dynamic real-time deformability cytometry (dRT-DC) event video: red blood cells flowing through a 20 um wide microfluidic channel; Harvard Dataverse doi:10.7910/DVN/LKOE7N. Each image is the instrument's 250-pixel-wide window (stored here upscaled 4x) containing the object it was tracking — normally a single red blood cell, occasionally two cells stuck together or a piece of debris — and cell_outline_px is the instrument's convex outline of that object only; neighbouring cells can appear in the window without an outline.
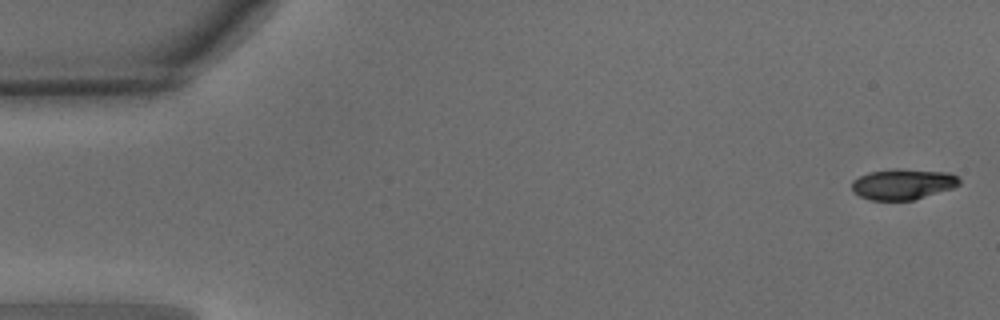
{"species": "common noctule bat (a hibernating species)", "species_latin": "Nyctalus noctula", "temperature_condition": "warm", "stored_images_in_passage": 49, "camera_frame_rate_fps": 3000, "um_per_image_px": 0.085, "animal": {"sex": "male", "body_mass_g": 15.6}, "frame": {"image": 1, "passage_image": 1, "time_ms": 0.0, "image_size_px": [1000, 320], "cell_outline_px": [[960, 184], [952, 188], [912, 200], [872, 200], [860, 196], [852, 192], [852, 180], [868, 172], [896, 168], [948, 172], [956, 176], [960, 180]], "centroid_in_image_um": [76.71, 15.64], "position_along_channel_um": 8.3, "area_um2": 19.19}}
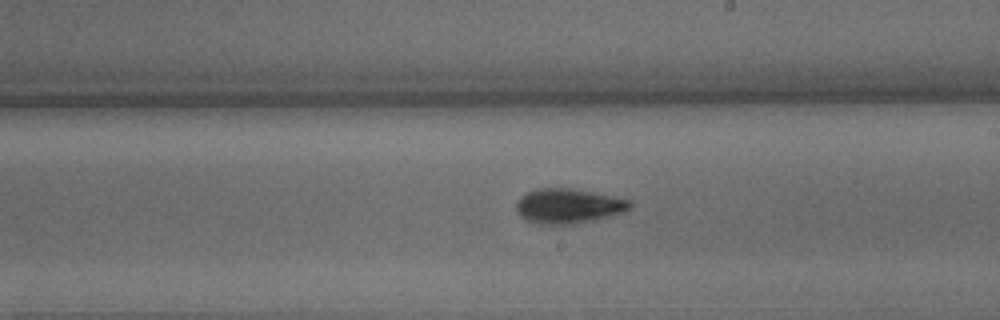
{"frame": {"image": 2, "passage_image": 28, "time_ms": 9.0, "image_size_px": [1000, 320], "cell_outline_px": [[632, 208], [624, 212], [608, 216], [568, 224], [548, 224], [528, 220], [520, 216], [516, 208], [516, 204], [520, 196], [536, 188], [572, 188], [632, 200]], "centroid_in_image_um": [48.32, 17.48], "position_along_channel_um": 240.7, "area_um2": 22.66}}
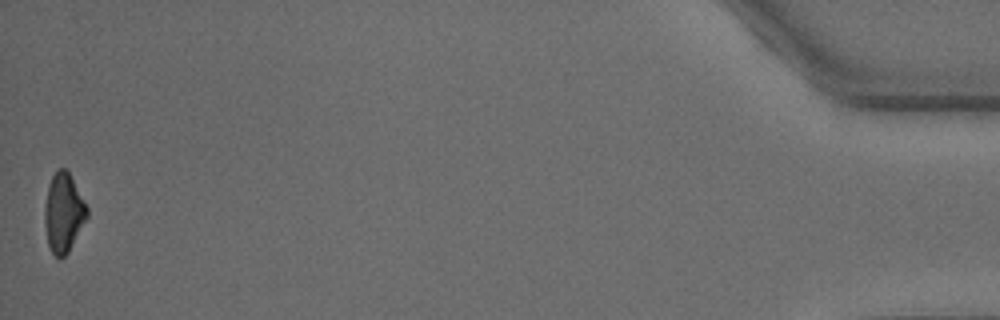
{"frame": {"image": 3, "passage_image": 49, "time_ms": 16.0, "image_size_px": [1000, 320], "cell_outline_px": [[88, 216], [68, 252], [60, 260], [52, 252], [48, 244], [44, 220], [44, 208], [48, 188], [52, 176], [60, 168], [64, 168], [68, 172], [88, 208]], "centroid_in_image_um": [5.39, 18.11], "position_along_channel_um": 429.8, "area_um2": 19.13}, "authors_computed_cell_mechanics": {"area_um2": 20.6924, "velocity_mm_per_s": 4.073, "shape_relaxation_time_tau1_ms": 2.8281, "shape_relaxation_time_tau2_ms": 3.0985, "deformation_change_tau1": 0.1454, "deformation_change_tau2": 0.0894}}